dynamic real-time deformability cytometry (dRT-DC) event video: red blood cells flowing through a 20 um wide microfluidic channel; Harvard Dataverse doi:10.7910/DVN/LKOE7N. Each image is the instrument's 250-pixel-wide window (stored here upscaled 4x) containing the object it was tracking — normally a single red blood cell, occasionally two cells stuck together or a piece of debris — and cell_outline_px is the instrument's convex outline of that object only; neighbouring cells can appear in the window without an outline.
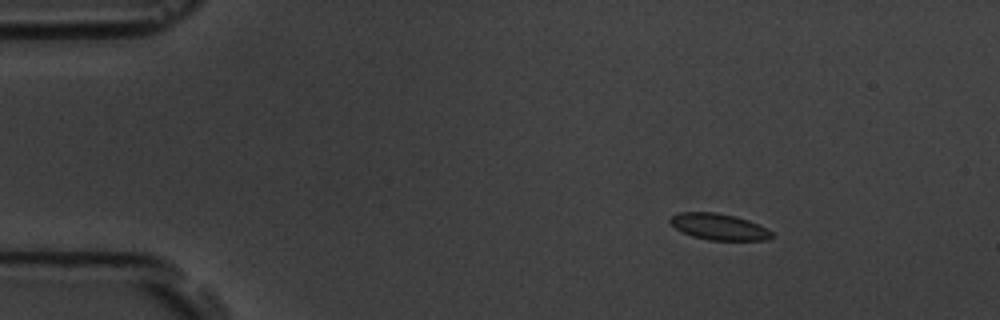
{"species": "common noctule bat (a hibernating species)", "species_latin": "Nyctalus noctula", "temperature_condition": "room temperature", "stored_images_in_passage": 15, "camera_frame_rate_fps": 3000, "um_per_image_px": 0.085, "animal": {"sex": "male", "body_mass_g": 19.5, "forearm_length_mm": 54.6}, "frame": {"image": 1, "passage_image": 1, "time_ms": 0.0, "image_size_px": [1000, 320], "cell_outline_px": [[776, 236], [768, 240], [708, 240], [692, 236], [676, 228], [668, 220], [676, 212], [716, 212], [736, 216], [748, 220], [768, 228]], "centroid_in_image_um": [61.15, 19.27], "position_along_channel_um": 23.9, "area_um2": 15.72}}
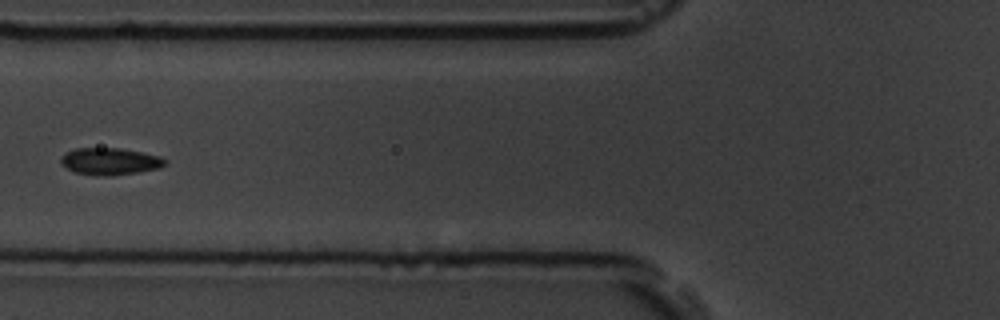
{"frame": {"image": 2, "passage_image": 5, "time_ms": 4.667, "image_size_px": [1000, 320], "cell_outline_px": [[164, 164], [160, 168], [136, 172], [108, 176], [96, 176], [76, 172], [60, 164], [60, 160], [68, 152], [76, 148], [120, 148], [160, 156], [164, 160]], "centroid_in_image_um": [9.33, 13.72], "position_along_channel_um": 116.5, "area_um2": 16.07}}
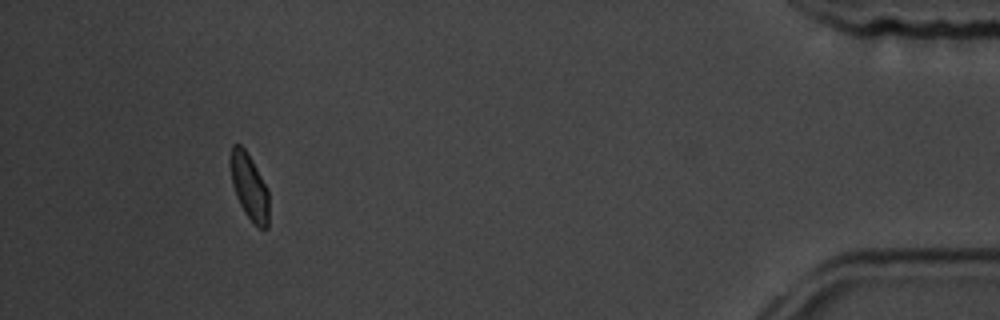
{"frame": {"image": 3, "passage_image": 14, "time_ms": 14.667, "image_size_px": [1000, 320], "cell_outline_px": [[268, 228], [260, 228], [244, 212], [236, 196], [232, 184], [232, 144], [240, 144], [244, 148], [252, 160], [268, 188]], "centroid_in_image_um": [21.22, 15.89], "position_along_channel_um": 414.0, "area_um2": 14.33}, "authors_computed_cell_mechanics": {"area_um2": 15.7216, "velocity_mm_per_s": 3.6368, "shape_relaxation_time_tau1_ms": 2.2011, "shape_relaxation_time_tau2_ms": null, "deformation_change_tau1": 0.0582, "deformation_change_tau2": null}}